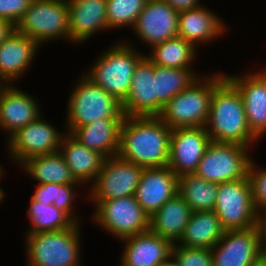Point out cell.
<instances>
[{"label":"cell","instance_id":"d6986e66","mask_svg":"<svg viewBox=\"0 0 266 266\" xmlns=\"http://www.w3.org/2000/svg\"><path fill=\"white\" fill-rule=\"evenodd\" d=\"M37 103L13 83L0 84V128L6 130L8 138L41 115Z\"/></svg>","mask_w":266,"mask_h":266},{"label":"cell","instance_id":"7a4b0ae2","mask_svg":"<svg viewBox=\"0 0 266 266\" xmlns=\"http://www.w3.org/2000/svg\"><path fill=\"white\" fill-rule=\"evenodd\" d=\"M205 129L211 141L251 147L258 140L248 127L240 92L227 77L214 88Z\"/></svg>","mask_w":266,"mask_h":266},{"label":"cell","instance_id":"1f68e13d","mask_svg":"<svg viewBox=\"0 0 266 266\" xmlns=\"http://www.w3.org/2000/svg\"><path fill=\"white\" fill-rule=\"evenodd\" d=\"M30 207L27 211L31 221L30 230L26 234L58 231L69 228L74 222L53 204L45 205L43 202L30 199Z\"/></svg>","mask_w":266,"mask_h":266},{"label":"cell","instance_id":"7bdbcfd3","mask_svg":"<svg viewBox=\"0 0 266 266\" xmlns=\"http://www.w3.org/2000/svg\"><path fill=\"white\" fill-rule=\"evenodd\" d=\"M256 266H266V257L260 263H258Z\"/></svg>","mask_w":266,"mask_h":266},{"label":"cell","instance_id":"ffe728a7","mask_svg":"<svg viewBox=\"0 0 266 266\" xmlns=\"http://www.w3.org/2000/svg\"><path fill=\"white\" fill-rule=\"evenodd\" d=\"M39 45L15 28L0 44V84H12L30 67ZM37 49V50H36Z\"/></svg>","mask_w":266,"mask_h":266},{"label":"cell","instance_id":"4316f807","mask_svg":"<svg viewBox=\"0 0 266 266\" xmlns=\"http://www.w3.org/2000/svg\"><path fill=\"white\" fill-rule=\"evenodd\" d=\"M224 233L225 229L213 210L192 212L177 245L211 250Z\"/></svg>","mask_w":266,"mask_h":266},{"label":"cell","instance_id":"30bf717a","mask_svg":"<svg viewBox=\"0 0 266 266\" xmlns=\"http://www.w3.org/2000/svg\"><path fill=\"white\" fill-rule=\"evenodd\" d=\"M226 230H246L256 225V209L248 177L218 184L213 210Z\"/></svg>","mask_w":266,"mask_h":266},{"label":"cell","instance_id":"8d00e7d4","mask_svg":"<svg viewBox=\"0 0 266 266\" xmlns=\"http://www.w3.org/2000/svg\"><path fill=\"white\" fill-rule=\"evenodd\" d=\"M34 0H0V19L9 21L14 27Z\"/></svg>","mask_w":266,"mask_h":266},{"label":"cell","instance_id":"9c48e42d","mask_svg":"<svg viewBox=\"0 0 266 266\" xmlns=\"http://www.w3.org/2000/svg\"><path fill=\"white\" fill-rule=\"evenodd\" d=\"M93 202L96 205L94 221L121 240L150 230V216L134 195Z\"/></svg>","mask_w":266,"mask_h":266},{"label":"cell","instance_id":"e0dca14e","mask_svg":"<svg viewBox=\"0 0 266 266\" xmlns=\"http://www.w3.org/2000/svg\"><path fill=\"white\" fill-rule=\"evenodd\" d=\"M226 77L239 90L248 127L259 139L266 134V70L239 77L238 75H226Z\"/></svg>","mask_w":266,"mask_h":266},{"label":"cell","instance_id":"5b68a950","mask_svg":"<svg viewBox=\"0 0 266 266\" xmlns=\"http://www.w3.org/2000/svg\"><path fill=\"white\" fill-rule=\"evenodd\" d=\"M80 223L69 228L26 234L27 266H79Z\"/></svg>","mask_w":266,"mask_h":266},{"label":"cell","instance_id":"52a82bcc","mask_svg":"<svg viewBox=\"0 0 266 266\" xmlns=\"http://www.w3.org/2000/svg\"><path fill=\"white\" fill-rule=\"evenodd\" d=\"M15 29L39 46L49 40L70 41L67 0H34Z\"/></svg>","mask_w":266,"mask_h":266},{"label":"cell","instance_id":"ee69618b","mask_svg":"<svg viewBox=\"0 0 266 266\" xmlns=\"http://www.w3.org/2000/svg\"><path fill=\"white\" fill-rule=\"evenodd\" d=\"M146 2H156V1H165V0H145Z\"/></svg>","mask_w":266,"mask_h":266},{"label":"cell","instance_id":"d4e9b609","mask_svg":"<svg viewBox=\"0 0 266 266\" xmlns=\"http://www.w3.org/2000/svg\"><path fill=\"white\" fill-rule=\"evenodd\" d=\"M63 134L59 152L63 155L75 181L81 185L95 181L105 157L81 144L70 133Z\"/></svg>","mask_w":266,"mask_h":266},{"label":"cell","instance_id":"f35d334b","mask_svg":"<svg viewBox=\"0 0 266 266\" xmlns=\"http://www.w3.org/2000/svg\"><path fill=\"white\" fill-rule=\"evenodd\" d=\"M165 1L178 11L193 9L200 6L199 0H165Z\"/></svg>","mask_w":266,"mask_h":266},{"label":"cell","instance_id":"ba28073f","mask_svg":"<svg viewBox=\"0 0 266 266\" xmlns=\"http://www.w3.org/2000/svg\"><path fill=\"white\" fill-rule=\"evenodd\" d=\"M248 148L236 143L211 141L194 174L217 184L246 178L252 161Z\"/></svg>","mask_w":266,"mask_h":266},{"label":"cell","instance_id":"d6a6232c","mask_svg":"<svg viewBox=\"0 0 266 266\" xmlns=\"http://www.w3.org/2000/svg\"><path fill=\"white\" fill-rule=\"evenodd\" d=\"M78 184H38L32 197L45 205L53 204L58 210L63 211L74 223H80L79 217H75L72 203L76 197L74 187Z\"/></svg>","mask_w":266,"mask_h":266},{"label":"cell","instance_id":"83f0119b","mask_svg":"<svg viewBox=\"0 0 266 266\" xmlns=\"http://www.w3.org/2000/svg\"><path fill=\"white\" fill-rule=\"evenodd\" d=\"M23 168L37 180L38 184H79L73 178L63 155L60 152L53 154L38 155L28 158L21 164Z\"/></svg>","mask_w":266,"mask_h":266},{"label":"cell","instance_id":"277c9868","mask_svg":"<svg viewBox=\"0 0 266 266\" xmlns=\"http://www.w3.org/2000/svg\"><path fill=\"white\" fill-rule=\"evenodd\" d=\"M143 56L131 44L120 42L103 51L84 75L122 103L130 91L135 67Z\"/></svg>","mask_w":266,"mask_h":266},{"label":"cell","instance_id":"b9f144b4","mask_svg":"<svg viewBox=\"0 0 266 266\" xmlns=\"http://www.w3.org/2000/svg\"><path fill=\"white\" fill-rule=\"evenodd\" d=\"M5 195L3 189L0 187V203L3 201Z\"/></svg>","mask_w":266,"mask_h":266},{"label":"cell","instance_id":"836d02e7","mask_svg":"<svg viewBox=\"0 0 266 266\" xmlns=\"http://www.w3.org/2000/svg\"><path fill=\"white\" fill-rule=\"evenodd\" d=\"M146 4L145 0H107L108 28L134 27L138 15Z\"/></svg>","mask_w":266,"mask_h":266},{"label":"cell","instance_id":"f1b7e54d","mask_svg":"<svg viewBox=\"0 0 266 266\" xmlns=\"http://www.w3.org/2000/svg\"><path fill=\"white\" fill-rule=\"evenodd\" d=\"M218 184L206 181L193 174H184L178 179V193L193 212L214 210Z\"/></svg>","mask_w":266,"mask_h":266},{"label":"cell","instance_id":"3957f363","mask_svg":"<svg viewBox=\"0 0 266 266\" xmlns=\"http://www.w3.org/2000/svg\"><path fill=\"white\" fill-rule=\"evenodd\" d=\"M226 77H198L187 89L167 102L158 116L170 129L205 127L214 88Z\"/></svg>","mask_w":266,"mask_h":266},{"label":"cell","instance_id":"60d3db41","mask_svg":"<svg viewBox=\"0 0 266 266\" xmlns=\"http://www.w3.org/2000/svg\"><path fill=\"white\" fill-rule=\"evenodd\" d=\"M171 258V259H170ZM157 266H180L177 260L171 255L167 260L161 262Z\"/></svg>","mask_w":266,"mask_h":266},{"label":"cell","instance_id":"d590c367","mask_svg":"<svg viewBox=\"0 0 266 266\" xmlns=\"http://www.w3.org/2000/svg\"><path fill=\"white\" fill-rule=\"evenodd\" d=\"M257 165L251 161L248 178L252 189V200L255 209L266 207V169L257 170Z\"/></svg>","mask_w":266,"mask_h":266},{"label":"cell","instance_id":"5bb4252c","mask_svg":"<svg viewBox=\"0 0 266 266\" xmlns=\"http://www.w3.org/2000/svg\"><path fill=\"white\" fill-rule=\"evenodd\" d=\"M210 142L205 127L171 129L168 167L178 177L193 174Z\"/></svg>","mask_w":266,"mask_h":266},{"label":"cell","instance_id":"74e56055","mask_svg":"<svg viewBox=\"0 0 266 266\" xmlns=\"http://www.w3.org/2000/svg\"><path fill=\"white\" fill-rule=\"evenodd\" d=\"M255 227L258 231V237L260 239V244L262 246V249L266 252V207L256 210Z\"/></svg>","mask_w":266,"mask_h":266},{"label":"cell","instance_id":"ac0fdd59","mask_svg":"<svg viewBox=\"0 0 266 266\" xmlns=\"http://www.w3.org/2000/svg\"><path fill=\"white\" fill-rule=\"evenodd\" d=\"M179 177L168 167L144 168L134 197L151 217L178 193Z\"/></svg>","mask_w":266,"mask_h":266},{"label":"cell","instance_id":"ab89813d","mask_svg":"<svg viewBox=\"0 0 266 266\" xmlns=\"http://www.w3.org/2000/svg\"><path fill=\"white\" fill-rule=\"evenodd\" d=\"M15 27L7 20L0 19V44L7 38Z\"/></svg>","mask_w":266,"mask_h":266},{"label":"cell","instance_id":"8fae6325","mask_svg":"<svg viewBox=\"0 0 266 266\" xmlns=\"http://www.w3.org/2000/svg\"><path fill=\"white\" fill-rule=\"evenodd\" d=\"M143 169L118 155L105 158L88 194L89 200L102 201L133 196Z\"/></svg>","mask_w":266,"mask_h":266},{"label":"cell","instance_id":"9a60e30c","mask_svg":"<svg viewBox=\"0 0 266 266\" xmlns=\"http://www.w3.org/2000/svg\"><path fill=\"white\" fill-rule=\"evenodd\" d=\"M122 108L126 117L158 116L155 65L147 55L135 67L131 88Z\"/></svg>","mask_w":266,"mask_h":266},{"label":"cell","instance_id":"484cf974","mask_svg":"<svg viewBox=\"0 0 266 266\" xmlns=\"http://www.w3.org/2000/svg\"><path fill=\"white\" fill-rule=\"evenodd\" d=\"M192 212L186 201L177 193L150 217V230L175 244L182 237Z\"/></svg>","mask_w":266,"mask_h":266},{"label":"cell","instance_id":"44dd1931","mask_svg":"<svg viewBox=\"0 0 266 266\" xmlns=\"http://www.w3.org/2000/svg\"><path fill=\"white\" fill-rule=\"evenodd\" d=\"M120 266H157L172 255L173 243L151 230L124 239Z\"/></svg>","mask_w":266,"mask_h":266},{"label":"cell","instance_id":"6da1fadb","mask_svg":"<svg viewBox=\"0 0 266 266\" xmlns=\"http://www.w3.org/2000/svg\"><path fill=\"white\" fill-rule=\"evenodd\" d=\"M171 129L158 116L124 117L118 156L142 168L169 164Z\"/></svg>","mask_w":266,"mask_h":266},{"label":"cell","instance_id":"603a6c76","mask_svg":"<svg viewBox=\"0 0 266 266\" xmlns=\"http://www.w3.org/2000/svg\"><path fill=\"white\" fill-rule=\"evenodd\" d=\"M124 118L97 119L76 127L70 134L81 144L102 154L105 158L119 152L120 128Z\"/></svg>","mask_w":266,"mask_h":266},{"label":"cell","instance_id":"7402d4cb","mask_svg":"<svg viewBox=\"0 0 266 266\" xmlns=\"http://www.w3.org/2000/svg\"><path fill=\"white\" fill-rule=\"evenodd\" d=\"M70 41H87L95 32L108 29L107 0H67Z\"/></svg>","mask_w":266,"mask_h":266},{"label":"cell","instance_id":"8992f818","mask_svg":"<svg viewBox=\"0 0 266 266\" xmlns=\"http://www.w3.org/2000/svg\"><path fill=\"white\" fill-rule=\"evenodd\" d=\"M68 99L66 118L68 133L97 119L125 117L122 103L102 87L94 84L84 73Z\"/></svg>","mask_w":266,"mask_h":266},{"label":"cell","instance_id":"4dcf8cb0","mask_svg":"<svg viewBox=\"0 0 266 266\" xmlns=\"http://www.w3.org/2000/svg\"><path fill=\"white\" fill-rule=\"evenodd\" d=\"M198 77L199 75L195 74L193 69H178L155 65L158 116L167 102L187 89Z\"/></svg>","mask_w":266,"mask_h":266},{"label":"cell","instance_id":"7c38bea8","mask_svg":"<svg viewBox=\"0 0 266 266\" xmlns=\"http://www.w3.org/2000/svg\"><path fill=\"white\" fill-rule=\"evenodd\" d=\"M211 253L213 266H256L266 257L255 226L226 230Z\"/></svg>","mask_w":266,"mask_h":266},{"label":"cell","instance_id":"f6af8a7d","mask_svg":"<svg viewBox=\"0 0 266 266\" xmlns=\"http://www.w3.org/2000/svg\"><path fill=\"white\" fill-rule=\"evenodd\" d=\"M3 169H2V167L0 166V177L2 176V174H3Z\"/></svg>","mask_w":266,"mask_h":266},{"label":"cell","instance_id":"cb8c5ba5","mask_svg":"<svg viewBox=\"0 0 266 266\" xmlns=\"http://www.w3.org/2000/svg\"><path fill=\"white\" fill-rule=\"evenodd\" d=\"M217 16L204 6L179 11L178 36L195 47L218 38L226 26Z\"/></svg>","mask_w":266,"mask_h":266},{"label":"cell","instance_id":"e575fe53","mask_svg":"<svg viewBox=\"0 0 266 266\" xmlns=\"http://www.w3.org/2000/svg\"><path fill=\"white\" fill-rule=\"evenodd\" d=\"M172 256L180 266H213L211 250L206 248L184 247L175 243Z\"/></svg>","mask_w":266,"mask_h":266},{"label":"cell","instance_id":"2e32d148","mask_svg":"<svg viewBox=\"0 0 266 266\" xmlns=\"http://www.w3.org/2000/svg\"><path fill=\"white\" fill-rule=\"evenodd\" d=\"M179 11L166 1L146 2L133 27L138 37L151 46L178 36Z\"/></svg>","mask_w":266,"mask_h":266},{"label":"cell","instance_id":"4fadbf2b","mask_svg":"<svg viewBox=\"0 0 266 266\" xmlns=\"http://www.w3.org/2000/svg\"><path fill=\"white\" fill-rule=\"evenodd\" d=\"M40 115L37 119L13 134L8 142V152L18 164L38 155L59 152L63 134L53 125L44 121Z\"/></svg>","mask_w":266,"mask_h":266},{"label":"cell","instance_id":"f546056e","mask_svg":"<svg viewBox=\"0 0 266 266\" xmlns=\"http://www.w3.org/2000/svg\"><path fill=\"white\" fill-rule=\"evenodd\" d=\"M147 56L154 65L178 69H191L196 57V48L182 37H174L152 47Z\"/></svg>","mask_w":266,"mask_h":266}]
</instances>
